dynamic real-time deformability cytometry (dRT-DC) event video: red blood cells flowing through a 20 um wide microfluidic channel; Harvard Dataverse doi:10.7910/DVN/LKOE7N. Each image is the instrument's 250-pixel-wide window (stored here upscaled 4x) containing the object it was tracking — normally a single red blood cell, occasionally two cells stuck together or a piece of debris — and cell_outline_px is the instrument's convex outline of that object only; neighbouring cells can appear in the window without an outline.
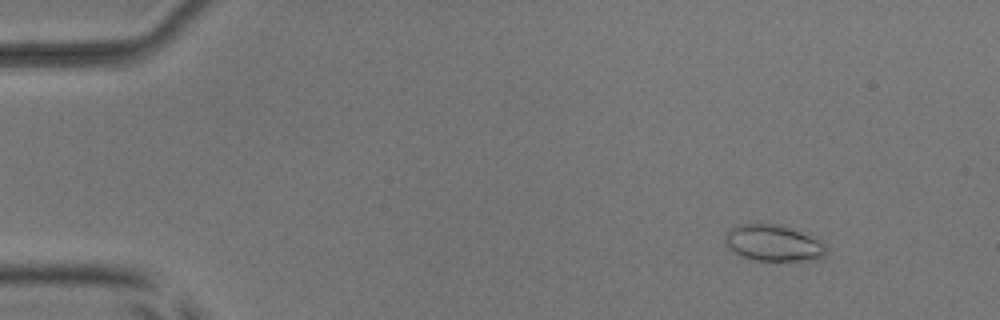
{"species": "common noctule bat (a hibernating species)", "species_latin": "Nyctalus noctula", "temperature_condition": "room temperature", "stored_images_in_passage": 51, "camera_frame_rate_fps": 3000, "um_per_image_px": 0.085, "animal": {"sex": "male", "body_mass_g": 17.9, "forearm_length_mm": 54.2}, "frame": {"image": 1, "passage_image": 3, "time_ms": 0.667, "image_size_px": [1000, 320], "cell_outline_px": [[828, 252], [824, 256], [800, 260], [756, 260], [740, 256], [732, 252], [724, 240], [724, 236], [728, 228], [736, 224], [760, 220], [780, 224], [820, 236], [828, 248]], "centroid_in_image_um": [65.74, 20.57], "position_along_channel_um": 19.3, "area_um2": 22.66}}
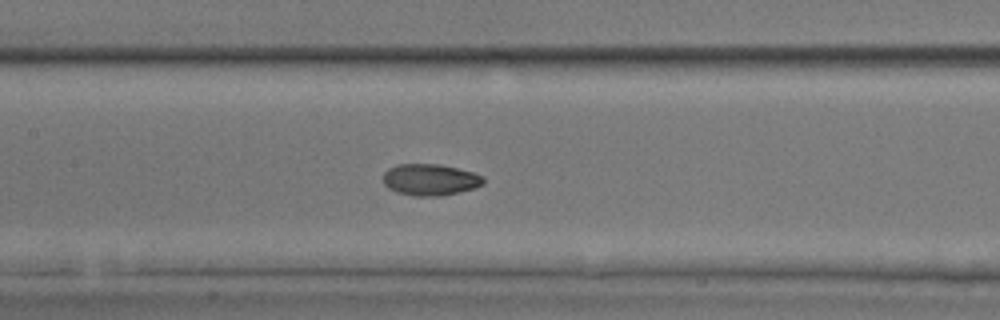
{"frame": {"image": 2, "passage_image": 23, "time_ms": 7.333, "image_size_px": [1000, 320], "cell_outline_px": [[484, 184], [472, 188], [440, 196], [416, 196], [396, 192], [388, 188], [384, 184], [384, 172], [388, 168], [396, 164], [440, 164], [472, 172], [484, 176]], "centroid_in_image_um": [36.54, 15.26], "position_along_channel_um": 170.9, "area_um2": 18.32}}
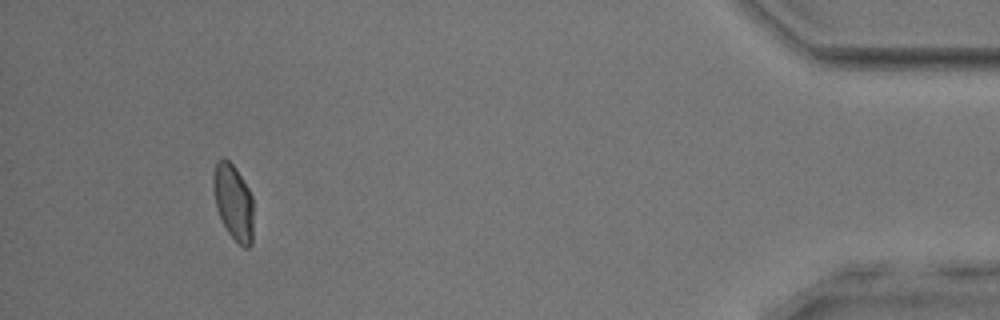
{"frame": {"image": 3, "passage_image": 47, "time_ms": 15.333, "image_size_px": [1000, 320], "cell_outline_px": [[252, 244], [248, 248], [244, 248], [228, 232], [216, 208], [212, 188], [212, 176], [216, 160], [220, 156], [224, 156], [236, 168], [248, 188], [252, 196]], "centroid_in_image_um": [19.81, 17.11], "position_along_channel_um": 415.4, "area_um2": 17.86}, "authors_computed_cell_mechanics": {"area_um2": 18.207, "velocity_mm_per_s": 3.8615, "shape_relaxation_time_tau1_ms": 7.8458, "shape_relaxation_time_tau2_ms": null, "deformation_change_tau1": 0.2048, "deformation_change_tau2": null}}